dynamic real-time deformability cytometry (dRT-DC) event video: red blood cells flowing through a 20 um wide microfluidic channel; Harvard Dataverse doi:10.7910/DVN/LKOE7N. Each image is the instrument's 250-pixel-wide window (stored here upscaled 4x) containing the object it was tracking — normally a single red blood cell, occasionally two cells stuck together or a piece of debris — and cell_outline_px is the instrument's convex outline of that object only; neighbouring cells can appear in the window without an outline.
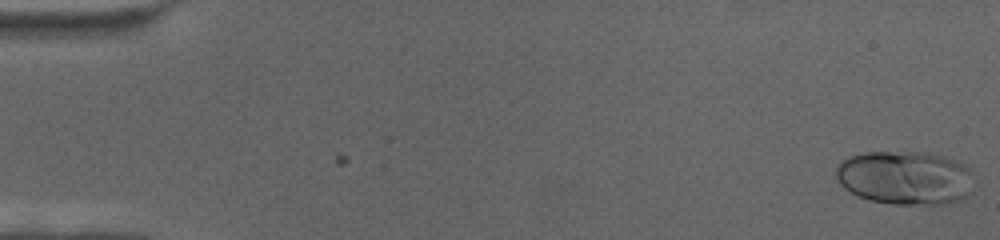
{"species": "human", "species_latin": "Homo sapiens", "temperature_condition": "cold", "stored_images_in_passage": 67, "camera_frame_rate_fps": 3000, "um_per_image_px": 0.085, "donor": {"sex": "female"}, "frame": {"image": 1, "passage_image": 1, "time_ms": 0.0, "image_size_px": [1000, 240], "cell_outline_px": [[972, 192], [968, 196], [944, 204], [892, 204], [868, 200], [856, 196], [844, 188], [836, 180], [836, 168], [840, 160], [848, 156], [864, 152], [928, 152], [944, 156], [964, 164], [972, 172]], "centroid_in_image_um": [76.91, 15.1], "position_along_channel_um": 8.1, "area_um2": 43.81}}
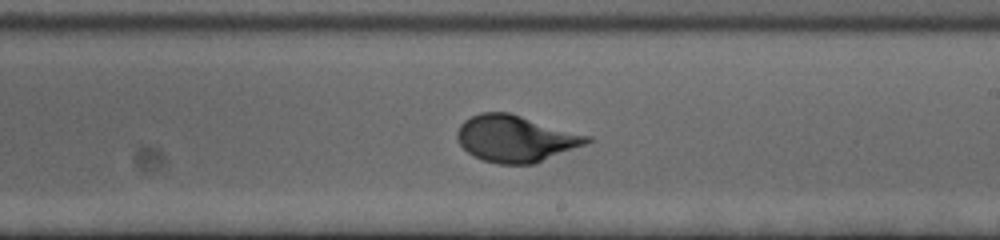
{"frame": {"image": 2, "passage_image": 40, "time_ms": 13.0, "image_size_px": [1000, 240], "cell_outline_px": [[592, 140], [584, 144], [536, 164], [500, 164], [484, 160], [468, 152], [460, 144], [456, 136], [456, 132], [460, 124], [464, 120], [480, 112], [508, 112], [592, 136]], "centroid_in_image_um": [43.82, 11.77], "position_along_channel_um": 245.2, "area_um2": 35.08}}
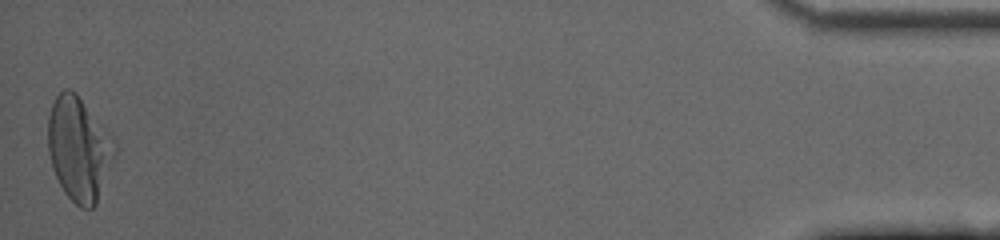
{"frame": {"image": 3, "passage_image": 67, "time_ms": 22.0, "image_size_px": [1000, 240], "cell_outline_px": [[116, 152], [96, 204], [92, 208], [80, 208], [64, 192], [52, 168], [48, 152], [48, 116], [52, 104], [56, 96], [64, 88], [68, 88], [76, 92], [112, 136], [116, 144]], "centroid_in_image_um": [6.7, 12.63], "position_along_channel_um": 428.5, "area_um2": 40.23}}